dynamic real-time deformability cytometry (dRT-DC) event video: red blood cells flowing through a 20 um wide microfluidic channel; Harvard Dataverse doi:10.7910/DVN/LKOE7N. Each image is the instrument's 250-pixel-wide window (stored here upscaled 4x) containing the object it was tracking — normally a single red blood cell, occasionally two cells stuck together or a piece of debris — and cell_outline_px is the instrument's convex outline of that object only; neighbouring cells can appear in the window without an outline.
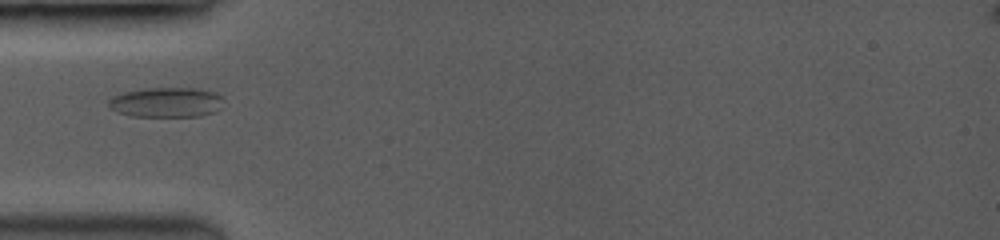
{"species": "common noctule bat (a hibernating species)", "species_latin": "Nyctalus noctula", "temperature_condition": "room temperature", "stored_images_in_passage": 6, "camera_frame_rate_fps": 3500, "um_per_image_px": 0.085, "animal": {"sex": "female", "body_mass_g": 19.0, "forearm_length_mm": 53.3}, "frame": {"image": 1, "passage_image": 1, "time_ms": 0.0, "image_size_px": [1000, 240], "cell_outline_px": [[220, 96], [212, 112], [200, 116], [132, 116], [120, 112], [112, 108], [108, 104], [108, 100], [124, 92], [148, 88], [188, 88], [208, 92]], "centroid_in_image_um": [14.01, 8.7], "position_along_channel_um": 71.0, "area_um2": 18.9}}
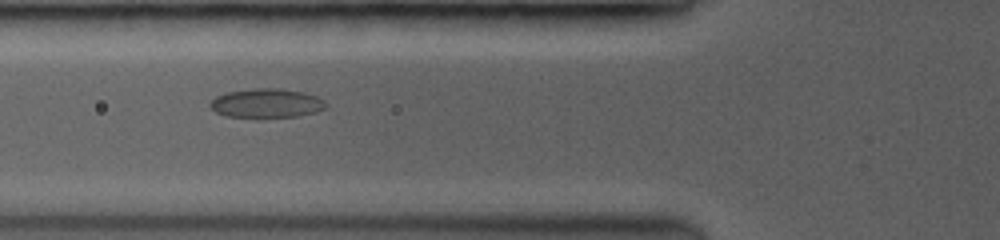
{"frame": {"image": 2, "passage_image": 5, "time_ms": 0.857, "image_size_px": [1000, 240], "cell_outline_px": [[324, 108], [312, 112], [296, 116], [260, 120], [256, 120], [228, 116], [216, 112], [208, 104], [216, 96], [228, 92], [256, 88], [280, 88], [300, 92], [316, 96], [324, 100]], "centroid_in_image_um": [22.59, 8.81], "position_along_channel_um": 103.2, "area_um2": 19.94}}